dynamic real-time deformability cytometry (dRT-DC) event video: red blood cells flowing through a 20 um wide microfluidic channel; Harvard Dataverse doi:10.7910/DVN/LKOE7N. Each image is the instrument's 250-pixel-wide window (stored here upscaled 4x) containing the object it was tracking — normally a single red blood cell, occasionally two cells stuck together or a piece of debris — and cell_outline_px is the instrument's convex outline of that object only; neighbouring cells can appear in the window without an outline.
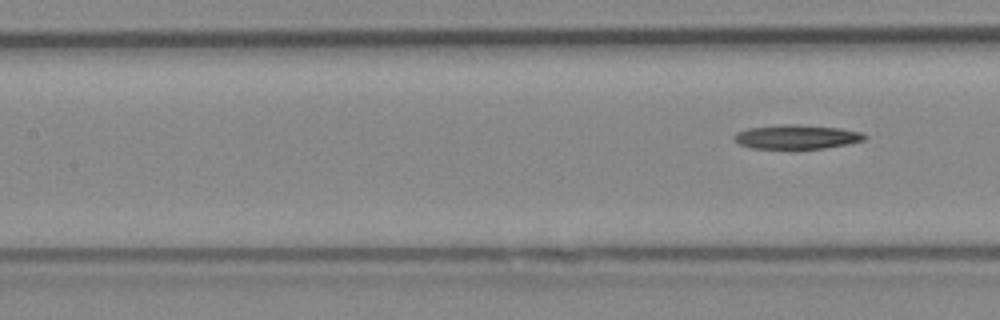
{"species": "Egyptian fruit bat (a non-hibernating species)", "species_latin": "Rousettus aegyptiacus", "temperature_condition": "cold", "stored_images_in_passage": 7, "segment_of_instrument_passage": [2, 2], "camera_frame_rate_fps": 3000, "um_per_image_px": 0.085, "animal": {"sex": "female"}, "frame": {"image": 1, "passage_image": 7, "time_ms": 2.0, "image_size_px": [1000, 320], "cell_outline_px": [[868, 136], [864, 140], [848, 144], [824, 148], [796, 152], [752, 148], [740, 144], [732, 136], [736, 132], [748, 128], [792, 124], [840, 128], [860, 132]], "centroid_in_image_um": [67.7, 11.69], "position_along_channel_um": 139.7, "area_um2": 19.07}}